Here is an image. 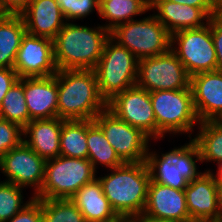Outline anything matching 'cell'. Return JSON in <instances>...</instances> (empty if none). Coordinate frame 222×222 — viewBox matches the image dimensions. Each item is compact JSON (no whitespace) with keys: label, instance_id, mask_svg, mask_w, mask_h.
I'll return each instance as SVG.
<instances>
[{"label":"cell","instance_id":"obj_1","mask_svg":"<svg viewBox=\"0 0 222 222\" xmlns=\"http://www.w3.org/2000/svg\"><path fill=\"white\" fill-rule=\"evenodd\" d=\"M109 38L110 31L103 25L89 28L65 22L53 39L57 70H93Z\"/></svg>","mask_w":222,"mask_h":222},{"label":"cell","instance_id":"obj_2","mask_svg":"<svg viewBox=\"0 0 222 222\" xmlns=\"http://www.w3.org/2000/svg\"><path fill=\"white\" fill-rule=\"evenodd\" d=\"M111 171L98 180L112 209L120 218L141 216L151 180L146 162L123 163Z\"/></svg>","mask_w":222,"mask_h":222},{"label":"cell","instance_id":"obj_3","mask_svg":"<svg viewBox=\"0 0 222 222\" xmlns=\"http://www.w3.org/2000/svg\"><path fill=\"white\" fill-rule=\"evenodd\" d=\"M57 117L63 120H94L107 108L94 70H58Z\"/></svg>","mask_w":222,"mask_h":222},{"label":"cell","instance_id":"obj_4","mask_svg":"<svg viewBox=\"0 0 222 222\" xmlns=\"http://www.w3.org/2000/svg\"><path fill=\"white\" fill-rule=\"evenodd\" d=\"M88 159L58 156L45 163L44 181L36 199H71L85 184L96 178Z\"/></svg>","mask_w":222,"mask_h":222},{"label":"cell","instance_id":"obj_5","mask_svg":"<svg viewBox=\"0 0 222 222\" xmlns=\"http://www.w3.org/2000/svg\"><path fill=\"white\" fill-rule=\"evenodd\" d=\"M93 70L99 92L108 102L116 94L136 85L138 59L127 48L119 45L110 37L106 41L103 54Z\"/></svg>","mask_w":222,"mask_h":222},{"label":"cell","instance_id":"obj_6","mask_svg":"<svg viewBox=\"0 0 222 222\" xmlns=\"http://www.w3.org/2000/svg\"><path fill=\"white\" fill-rule=\"evenodd\" d=\"M150 99L156 118V139L166 133L193 132L195 123H200L191 89L152 91Z\"/></svg>","mask_w":222,"mask_h":222},{"label":"cell","instance_id":"obj_7","mask_svg":"<svg viewBox=\"0 0 222 222\" xmlns=\"http://www.w3.org/2000/svg\"><path fill=\"white\" fill-rule=\"evenodd\" d=\"M110 37L138 60L165 54L171 47V35L155 14L119 24L110 31Z\"/></svg>","mask_w":222,"mask_h":222},{"label":"cell","instance_id":"obj_8","mask_svg":"<svg viewBox=\"0 0 222 222\" xmlns=\"http://www.w3.org/2000/svg\"><path fill=\"white\" fill-rule=\"evenodd\" d=\"M176 43L178 47H174ZM170 49L190 76L217 70L216 51L209 21L203 27L172 34Z\"/></svg>","mask_w":222,"mask_h":222},{"label":"cell","instance_id":"obj_9","mask_svg":"<svg viewBox=\"0 0 222 222\" xmlns=\"http://www.w3.org/2000/svg\"><path fill=\"white\" fill-rule=\"evenodd\" d=\"M93 121L124 163L146 161L151 139L141 129L122 121L108 108L101 111Z\"/></svg>","mask_w":222,"mask_h":222},{"label":"cell","instance_id":"obj_10","mask_svg":"<svg viewBox=\"0 0 222 222\" xmlns=\"http://www.w3.org/2000/svg\"><path fill=\"white\" fill-rule=\"evenodd\" d=\"M191 76L171 49L162 55L138 60L136 85L148 92L191 89Z\"/></svg>","mask_w":222,"mask_h":222},{"label":"cell","instance_id":"obj_11","mask_svg":"<svg viewBox=\"0 0 222 222\" xmlns=\"http://www.w3.org/2000/svg\"><path fill=\"white\" fill-rule=\"evenodd\" d=\"M107 108L122 121L141 129L156 140V118L150 92L137 85L116 94L107 102Z\"/></svg>","mask_w":222,"mask_h":222},{"label":"cell","instance_id":"obj_12","mask_svg":"<svg viewBox=\"0 0 222 222\" xmlns=\"http://www.w3.org/2000/svg\"><path fill=\"white\" fill-rule=\"evenodd\" d=\"M46 160L22 142L0 158V170L5 182L21 187H34V195L42 188Z\"/></svg>","mask_w":222,"mask_h":222},{"label":"cell","instance_id":"obj_13","mask_svg":"<svg viewBox=\"0 0 222 222\" xmlns=\"http://www.w3.org/2000/svg\"><path fill=\"white\" fill-rule=\"evenodd\" d=\"M13 69L19 78L47 77L57 73L53 40L25 33Z\"/></svg>","mask_w":222,"mask_h":222},{"label":"cell","instance_id":"obj_14","mask_svg":"<svg viewBox=\"0 0 222 222\" xmlns=\"http://www.w3.org/2000/svg\"><path fill=\"white\" fill-rule=\"evenodd\" d=\"M143 216L158 221L192 222L184 190L150 180Z\"/></svg>","mask_w":222,"mask_h":222},{"label":"cell","instance_id":"obj_15","mask_svg":"<svg viewBox=\"0 0 222 222\" xmlns=\"http://www.w3.org/2000/svg\"><path fill=\"white\" fill-rule=\"evenodd\" d=\"M184 192L192 222H220L217 183L209 171L190 181Z\"/></svg>","mask_w":222,"mask_h":222},{"label":"cell","instance_id":"obj_16","mask_svg":"<svg viewBox=\"0 0 222 222\" xmlns=\"http://www.w3.org/2000/svg\"><path fill=\"white\" fill-rule=\"evenodd\" d=\"M193 104L200 122L222 119V72L208 71L191 76Z\"/></svg>","mask_w":222,"mask_h":222},{"label":"cell","instance_id":"obj_17","mask_svg":"<svg viewBox=\"0 0 222 222\" xmlns=\"http://www.w3.org/2000/svg\"><path fill=\"white\" fill-rule=\"evenodd\" d=\"M24 97L29 122L57 117L58 71L47 77H24Z\"/></svg>","mask_w":222,"mask_h":222},{"label":"cell","instance_id":"obj_18","mask_svg":"<svg viewBox=\"0 0 222 222\" xmlns=\"http://www.w3.org/2000/svg\"><path fill=\"white\" fill-rule=\"evenodd\" d=\"M20 15L27 33L52 40L65 25L57 0H32Z\"/></svg>","mask_w":222,"mask_h":222},{"label":"cell","instance_id":"obj_19","mask_svg":"<svg viewBox=\"0 0 222 222\" xmlns=\"http://www.w3.org/2000/svg\"><path fill=\"white\" fill-rule=\"evenodd\" d=\"M156 9L155 17L163 24L170 35L181 30L205 26L211 17L201 8L174 3L169 0H150V10Z\"/></svg>","mask_w":222,"mask_h":222},{"label":"cell","instance_id":"obj_20","mask_svg":"<svg viewBox=\"0 0 222 222\" xmlns=\"http://www.w3.org/2000/svg\"><path fill=\"white\" fill-rule=\"evenodd\" d=\"M62 125L63 119L58 117L31 120L23 128V135L29 140L23 138V142L45 160L58 157Z\"/></svg>","mask_w":222,"mask_h":222},{"label":"cell","instance_id":"obj_21","mask_svg":"<svg viewBox=\"0 0 222 222\" xmlns=\"http://www.w3.org/2000/svg\"><path fill=\"white\" fill-rule=\"evenodd\" d=\"M70 200L81 211L86 222H116L120 219L105 197L98 178L85 184Z\"/></svg>","mask_w":222,"mask_h":222},{"label":"cell","instance_id":"obj_22","mask_svg":"<svg viewBox=\"0 0 222 222\" xmlns=\"http://www.w3.org/2000/svg\"><path fill=\"white\" fill-rule=\"evenodd\" d=\"M145 162L151 181L178 190H184L187 187L189 181L181 175V169L179 168L178 147L162 154L161 157L153 151H148Z\"/></svg>","mask_w":222,"mask_h":222},{"label":"cell","instance_id":"obj_23","mask_svg":"<svg viewBox=\"0 0 222 222\" xmlns=\"http://www.w3.org/2000/svg\"><path fill=\"white\" fill-rule=\"evenodd\" d=\"M26 32L21 15L0 14V68H13Z\"/></svg>","mask_w":222,"mask_h":222},{"label":"cell","instance_id":"obj_24","mask_svg":"<svg viewBox=\"0 0 222 222\" xmlns=\"http://www.w3.org/2000/svg\"><path fill=\"white\" fill-rule=\"evenodd\" d=\"M149 10L150 0H104L99 5V15L109 20V24L103 25L109 31L119 24L132 21V16Z\"/></svg>","mask_w":222,"mask_h":222},{"label":"cell","instance_id":"obj_25","mask_svg":"<svg viewBox=\"0 0 222 222\" xmlns=\"http://www.w3.org/2000/svg\"><path fill=\"white\" fill-rule=\"evenodd\" d=\"M88 160L95 171L99 163L110 169L122 165L124 162L105 138L103 131L94 123L87 120Z\"/></svg>","mask_w":222,"mask_h":222},{"label":"cell","instance_id":"obj_26","mask_svg":"<svg viewBox=\"0 0 222 222\" xmlns=\"http://www.w3.org/2000/svg\"><path fill=\"white\" fill-rule=\"evenodd\" d=\"M60 155L88 159L87 120H63Z\"/></svg>","mask_w":222,"mask_h":222},{"label":"cell","instance_id":"obj_27","mask_svg":"<svg viewBox=\"0 0 222 222\" xmlns=\"http://www.w3.org/2000/svg\"><path fill=\"white\" fill-rule=\"evenodd\" d=\"M199 125V133L193 140L198 145L201 162L222 160V123L202 121Z\"/></svg>","mask_w":222,"mask_h":222},{"label":"cell","instance_id":"obj_28","mask_svg":"<svg viewBox=\"0 0 222 222\" xmlns=\"http://www.w3.org/2000/svg\"><path fill=\"white\" fill-rule=\"evenodd\" d=\"M0 118L21 128L29 123L28 107L24 97V78H19L4 96L0 106Z\"/></svg>","mask_w":222,"mask_h":222},{"label":"cell","instance_id":"obj_29","mask_svg":"<svg viewBox=\"0 0 222 222\" xmlns=\"http://www.w3.org/2000/svg\"><path fill=\"white\" fill-rule=\"evenodd\" d=\"M42 222H86L70 199H41Z\"/></svg>","mask_w":222,"mask_h":222},{"label":"cell","instance_id":"obj_30","mask_svg":"<svg viewBox=\"0 0 222 222\" xmlns=\"http://www.w3.org/2000/svg\"><path fill=\"white\" fill-rule=\"evenodd\" d=\"M22 188L4 180L0 182V222L11 219L34 198L32 196L29 201L23 203Z\"/></svg>","mask_w":222,"mask_h":222},{"label":"cell","instance_id":"obj_31","mask_svg":"<svg viewBox=\"0 0 222 222\" xmlns=\"http://www.w3.org/2000/svg\"><path fill=\"white\" fill-rule=\"evenodd\" d=\"M195 158V159H194ZM201 161L198 145L191 138L190 142L179 148V168L181 175L189 182L199 177L196 162Z\"/></svg>","mask_w":222,"mask_h":222},{"label":"cell","instance_id":"obj_32","mask_svg":"<svg viewBox=\"0 0 222 222\" xmlns=\"http://www.w3.org/2000/svg\"><path fill=\"white\" fill-rule=\"evenodd\" d=\"M60 10L66 19L77 20L83 19L89 15L94 9L99 14V1L98 0H57Z\"/></svg>","mask_w":222,"mask_h":222},{"label":"cell","instance_id":"obj_33","mask_svg":"<svg viewBox=\"0 0 222 222\" xmlns=\"http://www.w3.org/2000/svg\"><path fill=\"white\" fill-rule=\"evenodd\" d=\"M23 128L0 118V158L23 142Z\"/></svg>","mask_w":222,"mask_h":222},{"label":"cell","instance_id":"obj_34","mask_svg":"<svg viewBox=\"0 0 222 222\" xmlns=\"http://www.w3.org/2000/svg\"><path fill=\"white\" fill-rule=\"evenodd\" d=\"M9 222H42L41 199L33 198L21 211L8 220ZM6 221V222H8Z\"/></svg>","mask_w":222,"mask_h":222},{"label":"cell","instance_id":"obj_35","mask_svg":"<svg viewBox=\"0 0 222 222\" xmlns=\"http://www.w3.org/2000/svg\"><path fill=\"white\" fill-rule=\"evenodd\" d=\"M217 59V70L222 72V11L209 20Z\"/></svg>","mask_w":222,"mask_h":222},{"label":"cell","instance_id":"obj_36","mask_svg":"<svg viewBox=\"0 0 222 222\" xmlns=\"http://www.w3.org/2000/svg\"><path fill=\"white\" fill-rule=\"evenodd\" d=\"M18 79L19 76L13 68H0V106L4 96Z\"/></svg>","mask_w":222,"mask_h":222},{"label":"cell","instance_id":"obj_37","mask_svg":"<svg viewBox=\"0 0 222 222\" xmlns=\"http://www.w3.org/2000/svg\"><path fill=\"white\" fill-rule=\"evenodd\" d=\"M32 0H0V14L20 15Z\"/></svg>","mask_w":222,"mask_h":222},{"label":"cell","instance_id":"obj_38","mask_svg":"<svg viewBox=\"0 0 222 222\" xmlns=\"http://www.w3.org/2000/svg\"><path fill=\"white\" fill-rule=\"evenodd\" d=\"M174 3L190 5L203 9L211 18L218 15L221 10L211 0H169Z\"/></svg>","mask_w":222,"mask_h":222},{"label":"cell","instance_id":"obj_39","mask_svg":"<svg viewBox=\"0 0 222 222\" xmlns=\"http://www.w3.org/2000/svg\"><path fill=\"white\" fill-rule=\"evenodd\" d=\"M218 208L220 213V222H222V184H217Z\"/></svg>","mask_w":222,"mask_h":222},{"label":"cell","instance_id":"obj_40","mask_svg":"<svg viewBox=\"0 0 222 222\" xmlns=\"http://www.w3.org/2000/svg\"><path fill=\"white\" fill-rule=\"evenodd\" d=\"M218 164V172L216 174H213L212 171L208 170L214 177H215V180H216V183L217 184H222V160H219L217 162Z\"/></svg>","mask_w":222,"mask_h":222},{"label":"cell","instance_id":"obj_41","mask_svg":"<svg viewBox=\"0 0 222 222\" xmlns=\"http://www.w3.org/2000/svg\"><path fill=\"white\" fill-rule=\"evenodd\" d=\"M134 222H174V221H158V220H153L150 218H147L143 215L132 218Z\"/></svg>","mask_w":222,"mask_h":222},{"label":"cell","instance_id":"obj_42","mask_svg":"<svg viewBox=\"0 0 222 222\" xmlns=\"http://www.w3.org/2000/svg\"><path fill=\"white\" fill-rule=\"evenodd\" d=\"M222 11V0H211Z\"/></svg>","mask_w":222,"mask_h":222},{"label":"cell","instance_id":"obj_43","mask_svg":"<svg viewBox=\"0 0 222 222\" xmlns=\"http://www.w3.org/2000/svg\"><path fill=\"white\" fill-rule=\"evenodd\" d=\"M116 222H134L133 219L131 218H120L118 221Z\"/></svg>","mask_w":222,"mask_h":222},{"label":"cell","instance_id":"obj_44","mask_svg":"<svg viewBox=\"0 0 222 222\" xmlns=\"http://www.w3.org/2000/svg\"><path fill=\"white\" fill-rule=\"evenodd\" d=\"M99 1V5L104 1V0H98Z\"/></svg>","mask_w":222,"mask_h":222}]
</instances>
